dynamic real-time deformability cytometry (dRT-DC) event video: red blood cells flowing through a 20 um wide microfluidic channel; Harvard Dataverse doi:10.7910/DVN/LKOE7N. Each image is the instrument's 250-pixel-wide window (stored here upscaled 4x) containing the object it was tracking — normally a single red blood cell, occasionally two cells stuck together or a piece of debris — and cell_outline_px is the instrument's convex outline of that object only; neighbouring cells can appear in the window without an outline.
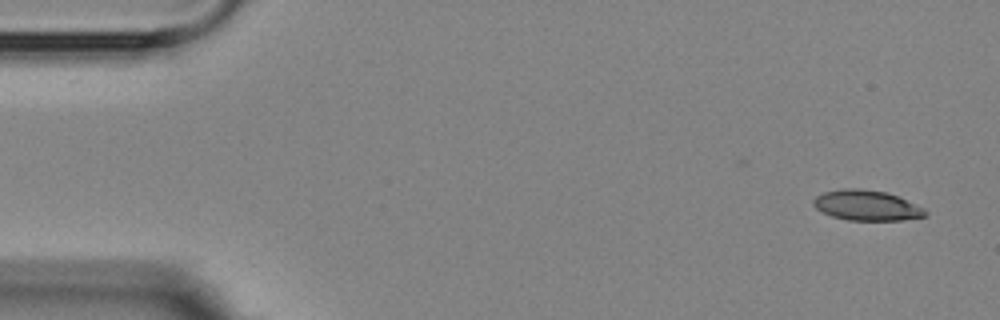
{"species": "Egyptian fruit bat (a non-hibernating species)", "species_latin": "Rousettus aegyptiacus", "temperature_condition": "room temperature", "stored_images_in_passage": 6, "segment_of_instrument_passage": [2, 2], "camera_frame_rate_fps": 3000, "um_per_image_px": 0.085, "animal": {"sex": "female"}, "frame": {"image": 1, "passage_image": 6, "time_ms": 5.667, "image_size_px": [1000, 320], "cell_outline_px": [[928, 212], [924, 216], [900, 220], [848, 220], [832, 216], [816, 208], [812, 204], [812, 200], [816, 196], [824, 192], [844, 188], [860, 188], [884, 192], [900, 196], [924, 208]], "centroid_in_image_um": [73.66, 17.45], "position_along_channel_um": 11.3, "area_um2": 19.71}}